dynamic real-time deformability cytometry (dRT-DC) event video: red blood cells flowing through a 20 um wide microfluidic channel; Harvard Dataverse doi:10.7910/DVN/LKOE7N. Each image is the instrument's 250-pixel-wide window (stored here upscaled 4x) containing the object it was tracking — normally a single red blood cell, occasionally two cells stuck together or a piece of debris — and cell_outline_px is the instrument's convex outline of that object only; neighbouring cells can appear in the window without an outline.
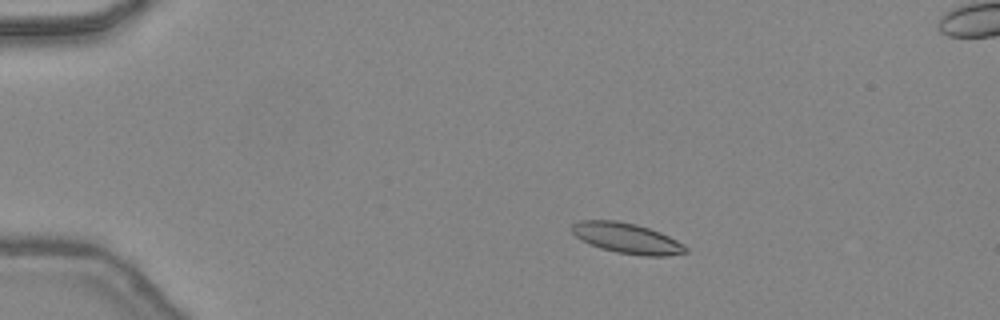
{"species": "common noctule bat (a hibernating species)", "species_latin": "Nyctalus noctula", "temperature_condition": "warm", "stored_images_in_passage": 34, "camera_frame_rate_fps": 3000, "um_per_image_px": 0.085, "animal": {"sex": "female", "body_mass_g": 24.6, "forearm_length_mm": 56.2}, "frame": {"image": 1, "passage_image": 1, "time_ms": 0.0, "image_size_px": [1000, 320], "cell_outline_px": [[688, 252], [664, 256], [644, 256], [616, 252], [600, 248], [576, 236], [572, 232], [572, 224], [580, 220], [616, 220], [636, 224], [660, 232], [684, 244], [688, 248]], "centroid_in_image_um": [53.31, 20.25], "position_along_channel_um": 31.7, "area_um2": 20.0}}
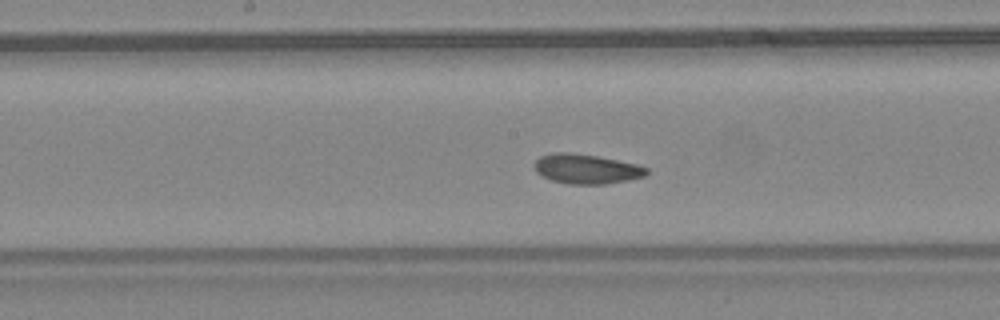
{"frame": {"image": 2, "passage_image": 17, "time_ms": 5.333, "image_size_px": [1000, 320], "cell_outline_px": [[648, 172], [644, 176], [628, 180], [604, 184], [568, 184], [552, 180], [540, 176], [536, 172], [532, 164], [540, 156], [556, 152], [568, 152], [596, 156], [636, 164], [648, 168]], "centroid_in_image_um": [49.79, 14.36], "position_along_channel_um": 198.4, "area_um2": 19.36}}
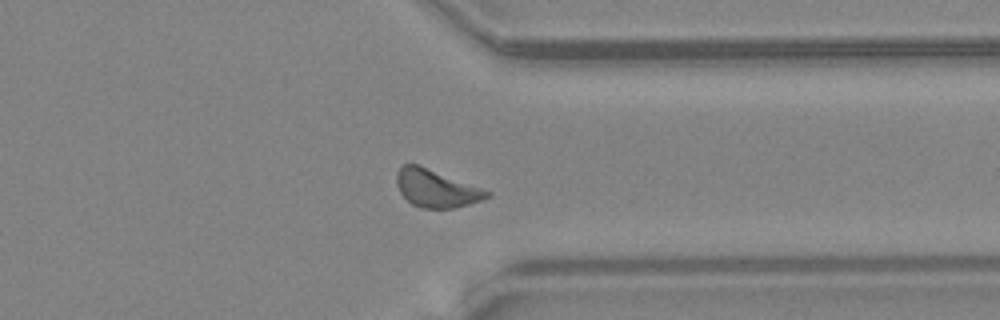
{"frame": {"image": 3, "passage_image": 29, "time_ms": 9.333, "image_size_px": [1000, 320], "cell_outline_px": [[492, 196], [484, 200], [452, 208], [420, 208], [412, 204], [400, 192], [396, 184], [396, 172], [404, 164], [420, 164], [492, 192]], "centroid_in_image_um": [37.09, 16.0], "position_along_channel_um": 374.3, "area_um2": 19.94}, "authors_computed_cell_mechanics": {"area_um2": 19.363, "velocity_mm_per_s": 4.4354, "shape_relaxation_time_tau1_ms": 4.7935, "shape_relaxation_time_tau2_ms": 5.849, "deformation_change_tau1": 0.1184, "deformation_change_tau2": 0.1405}}